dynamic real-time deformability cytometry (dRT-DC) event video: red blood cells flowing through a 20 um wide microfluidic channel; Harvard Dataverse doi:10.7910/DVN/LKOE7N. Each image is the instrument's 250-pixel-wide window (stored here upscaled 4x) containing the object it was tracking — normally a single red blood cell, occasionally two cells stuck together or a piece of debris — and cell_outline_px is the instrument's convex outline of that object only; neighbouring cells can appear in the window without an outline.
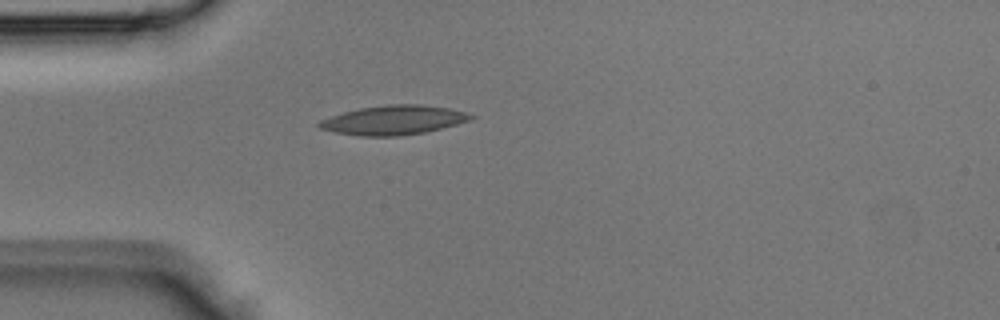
{"species": "Egyptian fruit bat (a non-hibernating species)", "species_latin": "Rousettus aegyptiacus", "temperature_condition": "room temperature", "stored_images_in_passage": 1, "camera_frame_rate_fps": 3000, "um_per_image_px": 0.085, "animal": {"sex": "male"}, "frame": {"image": 1, "passage_image": 1, "time_ms": 0.0, "image_size_px": [1000, 320], "cell_outline_px": [[476, 116], [468, 120], [456, 124], [424, 132], [400, 136], [360, 136], [332, 132], [320, 128], [316, 124], [320, 120], [344, 112], [360, 108], [388, 104], [420, 104], [448, 108], [464, 112]], "centroid_in_image_um": [33.4, 10.21], "position_along_channel_um": 51.6, "area_um2": 25.66}}